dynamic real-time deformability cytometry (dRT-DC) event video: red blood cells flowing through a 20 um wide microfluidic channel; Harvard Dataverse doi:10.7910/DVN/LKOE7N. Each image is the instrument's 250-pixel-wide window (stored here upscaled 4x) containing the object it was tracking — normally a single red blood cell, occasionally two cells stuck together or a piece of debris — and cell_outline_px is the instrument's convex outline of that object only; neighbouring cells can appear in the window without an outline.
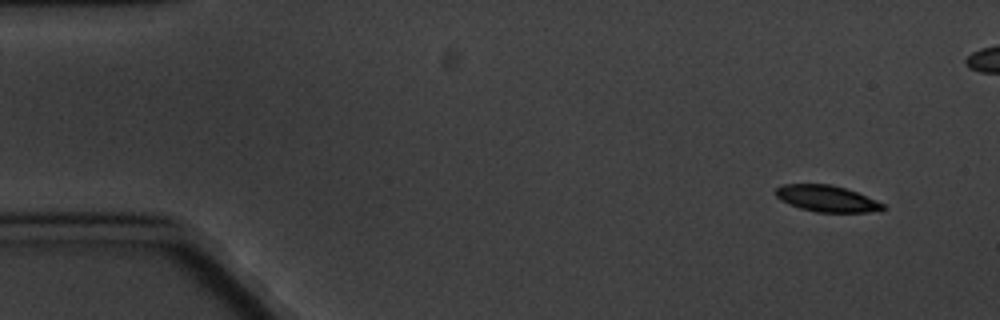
{"species": "common noctule bat (a hibernating species)", "species_latin": "Nyctalus noctula", "temperature_condition": "cold", "stored_images_in_passage": 7, "camera_frame_rate_fps": 3000, "um_per_image_px": 0.085, "animal": {"sex": "male", "body_mass_g": 20.1, "forearm_length_mm": 53.5}, "frame": {"image": 1, "passage_image": 1, "time_ms": 0.0, "image_size_px": [1000, 320], "cell_outline_px": [[884, 208], [880, 212], [816, 212], [800, 208], [780, 200], [776, 196], [776, 188], [784, 184], [828, 184], [844, 188], [856, 192], [876, 200], [884, 204]], "centroid_in_image_um": [70.28, 16.89], "position_along_channel_um": 14.7, "area_um2": 16.36}}